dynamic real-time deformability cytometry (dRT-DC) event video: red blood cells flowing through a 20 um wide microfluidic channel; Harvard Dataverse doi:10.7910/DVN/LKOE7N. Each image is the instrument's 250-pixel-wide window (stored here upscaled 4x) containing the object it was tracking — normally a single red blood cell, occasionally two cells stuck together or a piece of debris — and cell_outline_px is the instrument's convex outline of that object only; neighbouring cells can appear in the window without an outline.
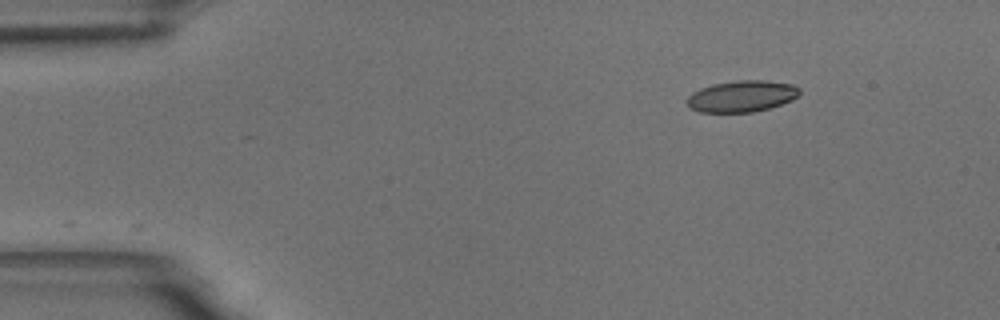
{"species": "common noctule bat (a hibernating species)", "species_latin": "Nyctalus noctula", "temperature_condition": "room temperature", "stored_images_in_passage": 2, "camera_frame_rate_fps": 3000, "um_per_image_px": 0.085, "animal": {"sex": "male", "body_mass_g": 18.8}, "frame": {"image": 1, "passage_image": 1, "time_ms": 0.0, "image_size_px": [1000, 320], "cell_outline_px": [[800, 92], [792, 100], [768, 108], [752, 112], [700, 112], [688, 108], [688, 96], [692, 92], [700, 88], [712, 84], [736, 80], [764, 80], [792, 84], [800, 88]], "centroid_in_image_um": [63.03, 8.17], "position_along_channel_um": 22.0, "area_um2": 20.58}}